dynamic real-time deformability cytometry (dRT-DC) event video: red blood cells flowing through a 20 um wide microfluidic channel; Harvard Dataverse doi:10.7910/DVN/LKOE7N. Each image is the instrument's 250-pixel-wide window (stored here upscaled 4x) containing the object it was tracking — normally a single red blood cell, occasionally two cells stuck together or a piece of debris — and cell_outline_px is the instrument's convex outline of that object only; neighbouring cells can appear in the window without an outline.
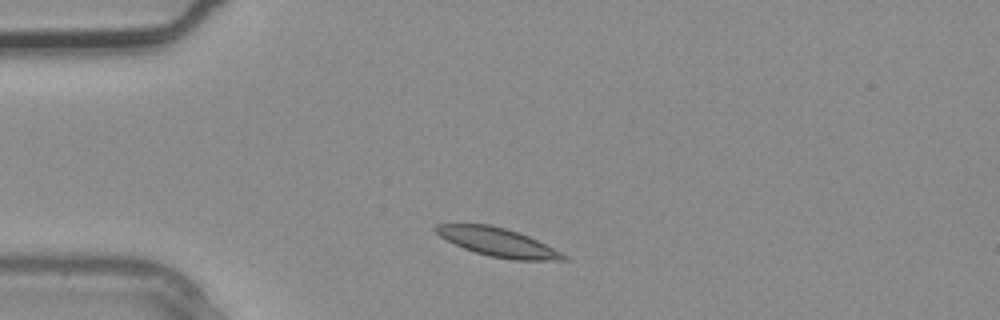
{"species": "common noctule bat (a hibernating species)", "species_latin": "Nyctalus noctula", "temperature_condition": "warm", "stored_images_in_passage": 1, "camera_frame_rate_fps": 3000, "um_per_image_px": 0.085, "animal": {"sex": "male", "body_mass_g": 20.4}, "frame": {"image": 1, "passage_image": 1, "time_ms": 0.0, "image_size_px": [1000, 320], "cell_outline_px": [[568, 260], [512, 260], [488, 256], [464, 248], [440, 236], [432, 228], [436, 224], [488, 224], [504, 228], [528, 236], [568, 256]], "centroid_in_image_um": [42.3, 20.59], "position_along_channel_um": 42.7, "area_um2": 20.87}}